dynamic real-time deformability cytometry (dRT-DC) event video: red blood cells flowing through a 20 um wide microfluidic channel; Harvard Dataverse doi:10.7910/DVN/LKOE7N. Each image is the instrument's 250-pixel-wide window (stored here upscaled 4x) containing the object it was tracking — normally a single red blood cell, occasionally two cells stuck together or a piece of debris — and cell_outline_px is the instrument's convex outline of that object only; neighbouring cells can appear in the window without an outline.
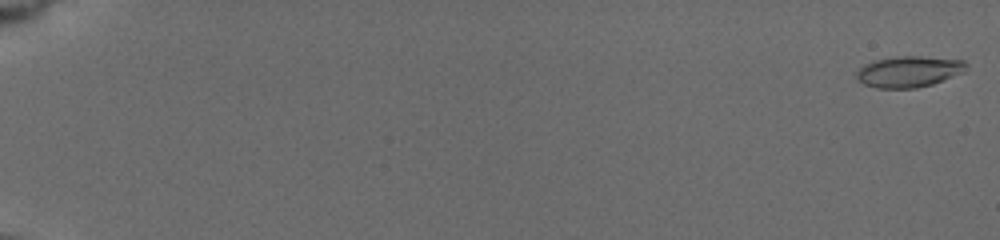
{"species": "common noctule bat (a hibernating species)", "species_latin": "Nyctalus noctula", "temperature_condition": "cold", "stored_images_in_passage": 21, "camera_frame_rate_fps": 3000, "um_per_image_px": 0.085, "animal": {"sex": "female", "body_mass_g": 19.5, "forearm_length_mm": 54.1}, "frame": {"image": 1, "passage_image": 1, "time_ms": 0.0, "image_size_px": [1000, 240], "cell_outline_px": [[968, 68], [964, 72], [932, 84], [916, 88], [876, 88], [864, 84], [856, 76], [856, 72], [864, 64], [876, 60], [900, 56], [920, 56], [964, 60], [968, 64]], "centroid_in_image_um": [77.28, 6.08], "position_along_channel_um": 7.7, "area_um2": 19.83}}
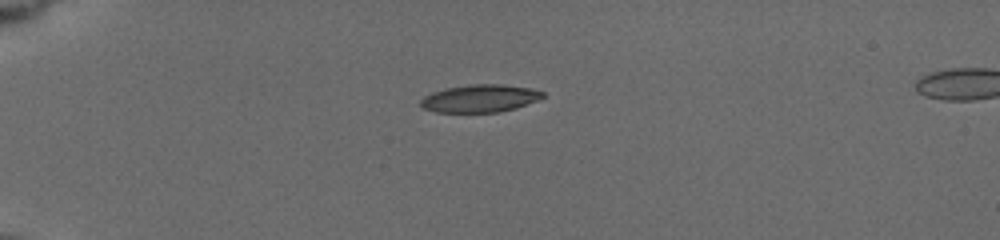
{"frame": {"image": 2, "passage_image": 17, "time_ms": 5.333, "image_size_px": [1000, 240], "cell_outline_px": [[544, 96], [536, 100], [516, 108], [500, 112], [436, 112], [424, 108], [420, 104], [420, 100], [424, 96], [432, 92], [444, 88], [468, 84], [500, 84], [528, 88], [544, 92]], "centroid_in_image_um": [40.75, 8.36], "position_along_channel_um": 44.2, "area_um2": 19.59}}
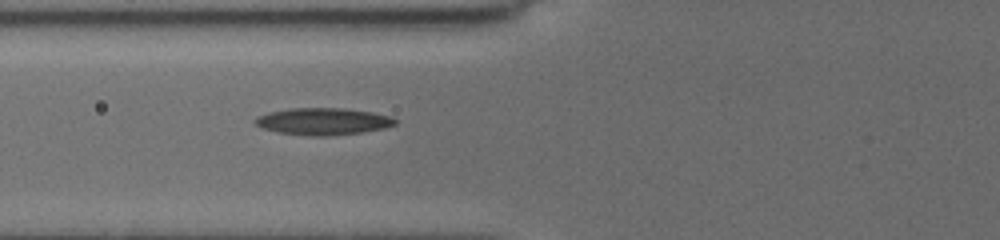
{"frame": {"image": 3, "passage_image": 21, "time_ms": 8.0, "image_size_px": [1000, 240], "cell_outline_px": [[396, 124], [384, 128], [364, 132], [332, 136], [308, 136], [276, 132], [264, 128], [256, 124], [252, 120], [268, 112], [292, 108], [344, 108], [372, 112], [392, 116], [396, 120]], "centroid_in_image_um": [27.48, 10.32], "position_along_channel_um": 98.3, "area_um2": 22.14}}